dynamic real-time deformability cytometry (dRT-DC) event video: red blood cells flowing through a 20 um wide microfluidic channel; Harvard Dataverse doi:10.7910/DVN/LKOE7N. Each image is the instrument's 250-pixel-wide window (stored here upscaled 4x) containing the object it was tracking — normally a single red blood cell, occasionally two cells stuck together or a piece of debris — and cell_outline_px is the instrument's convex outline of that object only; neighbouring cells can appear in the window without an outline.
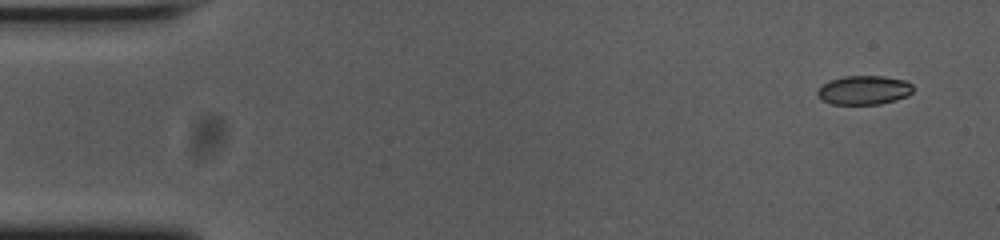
{"species": "common noctule bat (a hibernating species)", "species_latin": "Nyctalus noctula", "temperature_condition": "cold", "stored_images_in_passage": 10, "segment_of_instrument_passage": [2, 2], "camera_frame_rate_fps": 3000, "um_per_image_px": 0.085, "animal": {"sex": "female", "body_mass_g": 23.0, "forearm_length_mm": 53.4}, "frame": {"image": 1, "passage_image": 10, "time_ms": 3.0, "image_size_px": [1000, 240], "cell_outline_px": [[912, 92], [908, 96], [896, 100], [880, 104], [832, 104], [816, 96], [816, 92], [828, 80], [844, 76], [884, 76], [904, 80], [912, 84]], "centroid_in_image_um": [73.44, 7.66], "position_along_channel_um": 11.6, "area_um2": 16.18}}